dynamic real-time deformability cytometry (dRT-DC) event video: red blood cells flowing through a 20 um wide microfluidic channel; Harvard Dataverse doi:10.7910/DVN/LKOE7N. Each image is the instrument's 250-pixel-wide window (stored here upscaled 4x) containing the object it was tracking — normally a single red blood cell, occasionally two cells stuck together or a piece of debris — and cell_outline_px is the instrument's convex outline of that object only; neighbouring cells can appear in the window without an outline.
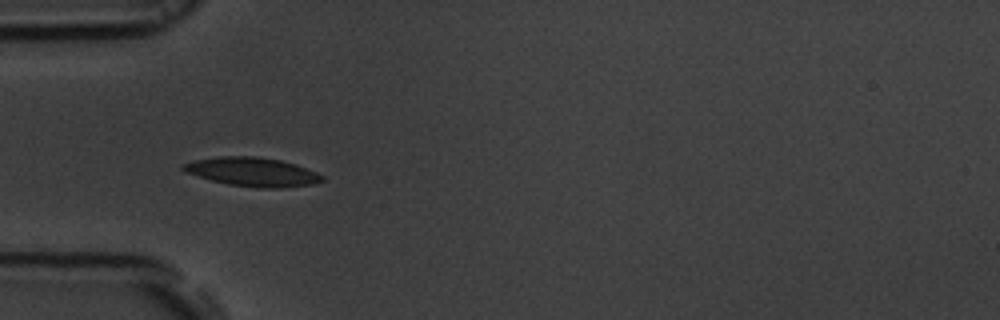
{"species": "common noctule bat (a hibernating species)", "species_latin": "Nyctalus noctula", "temperature_condition": "room temperature", "stored_images_in_passage": 11, "camera_frame_rate_fps": 3000, "um_per_image_px": 0.085, "animal": {"sex": "male", "body_mass_g": 19.5, "forearm_length_mm": 54.6}, "frame": {"image": 1, "passage_image": 4, "time_ms": 1.0, "image_size_px": [1000, 320], "cell_outline_px": [[324, 180], [312, 184], [280, 188], [260, 188], [228, 184], [212, 180], [184, 172], [180, 168], [180, 164], [196, 160], [220, 156], [256, 156], [280, 160], [296, 164], [316, 172], [324, 176]], "centroid_in_image_um": [21.44, 14.6], "position_along_channel_um": 63.6, "area_um2": 23.35}}
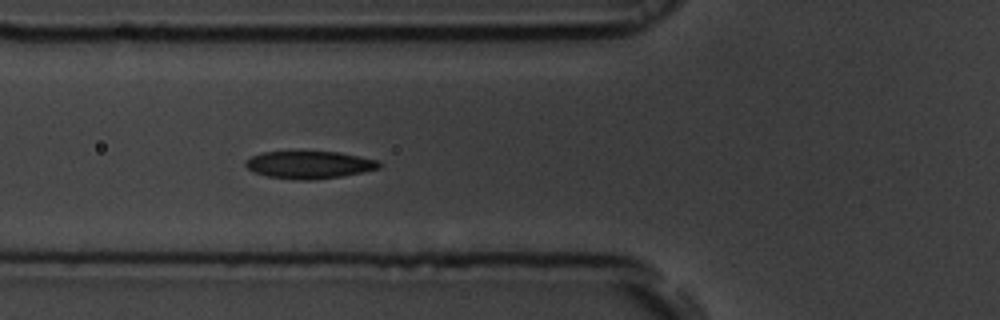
{"frame": {"image": 2, "passage_image": 7, "time_ms": 2.0, "image_size_px": [1000, 320], "cell_outline_px": [[384, 164], [380, 168], [340, 176], [308, 180], [300, 180], [268, 176], [256, 172], [248, 168], [244, 164], [252, 156], [260, 152], [340, 152], [380, 160]], "centroid_in_image_um": [26.35, 13.99], "position_along_channel_um": 99.4, "area_um2": 21.15}}